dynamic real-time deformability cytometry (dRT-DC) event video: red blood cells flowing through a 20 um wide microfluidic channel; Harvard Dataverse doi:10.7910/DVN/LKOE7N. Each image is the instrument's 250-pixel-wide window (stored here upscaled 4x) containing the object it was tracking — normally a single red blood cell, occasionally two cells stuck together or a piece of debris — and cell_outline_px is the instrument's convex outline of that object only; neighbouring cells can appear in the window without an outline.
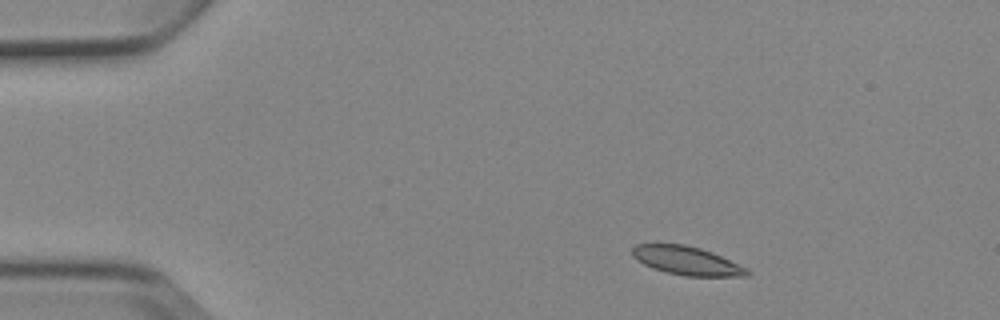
{"species": "Egyptian fruit bat (a non-hibernating species)", "species_latin": "Rousettus aegyptiacus", "temperature_condition": "cold", "stored_images_in_passage": 4, "camera_frame_rate_fps": 3000, "um_per_image_px": 0.085, "animal": {"sex": "female"}, "frame": {"image": 1, "passage_image": 2, "time_ms": 1.333, "image_size_px": [1000, 320], "cell_outline_px": [[752, 272], [748, 276], [684, 276], [664, 272], [652, 268], [636, 260], [632, 256], [632, 248], [636, 244], [684, 244], [700, 248], [712, 252], [748, 268]], "centroid_in_image_um": [58.38, 22.17], "position_along_channel_um": 26.6, "area_um2": 19.25}}